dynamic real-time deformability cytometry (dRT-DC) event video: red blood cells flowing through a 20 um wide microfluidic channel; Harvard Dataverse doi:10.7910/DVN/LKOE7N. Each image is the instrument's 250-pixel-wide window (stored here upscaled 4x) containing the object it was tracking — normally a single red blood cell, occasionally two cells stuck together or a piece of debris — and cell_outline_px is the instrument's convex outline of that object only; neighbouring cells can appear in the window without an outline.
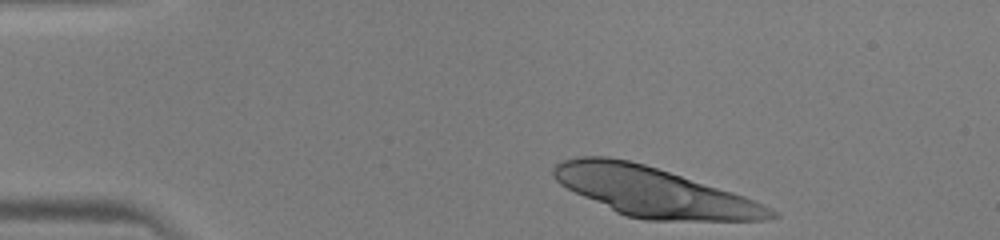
{"species": "human", "species_latin": "Homo sapiens", "temperature_condition": "warm", "stored_images_in_passage": 39, "camera_frame_rate_fps": 3000, "um_per_image_px": 0.085, "donor": {"sex": "male"}, "frame": {"image": 1, "passage_image": 1, "time_ms": 0.0, "image_size_px": [1000, 240], "cell_outline_px": [[780, 216], [764, 220], [644, 220], [628, 216], [616, 212], [560, 184], [552, 176], [552, 168], [556, 164], [564, 160], [580, 156], [608, 156], [628, 160], [644, 164], [732, 192], [744, 196], [772, 208], [780, 212]], "centroid_in_image_um": [55.58, 16.31], "position_along_channel_um": 29.4, "area_um2": 61.67}}
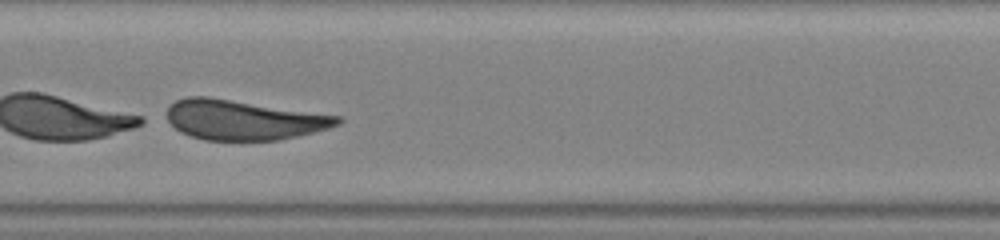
{"frame": {"image": 2, "passage_image": 17, "time_ms": 5.333, "image_size_px": [1000, 240], "cell_outline_px": [[344, 120], [340, 124], [328, 128], [280, 140], [204, 140], [180, 132], [168, 120], [168, 108], [176, 100], [188, 96], [208, 96], [344, 116]], "centroid_in_image_um": [20.74, 10.18], "position_along_channel_um": 186.7, "area_um2": 39.77}}
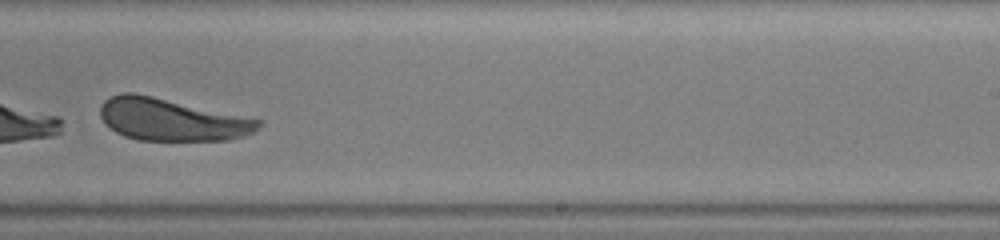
{"frame": {"image": 3, "passage_image": 23, "time_ms": 7.333, "image_size_px": [1000, 240], "cell_outline_px": [[264, 120], [252, 132], [244, 136], [228, 140], [136, 140], [124, 136], [116, 132], [100, 116], [100, 104], [104, 100], [112, 96], [124, 92], [132, 92], [152, 96]], "centroid_in_image_um": [14.58, 10.17], "position_along_channel_um": 274.4, "area_um2": 38.67}}